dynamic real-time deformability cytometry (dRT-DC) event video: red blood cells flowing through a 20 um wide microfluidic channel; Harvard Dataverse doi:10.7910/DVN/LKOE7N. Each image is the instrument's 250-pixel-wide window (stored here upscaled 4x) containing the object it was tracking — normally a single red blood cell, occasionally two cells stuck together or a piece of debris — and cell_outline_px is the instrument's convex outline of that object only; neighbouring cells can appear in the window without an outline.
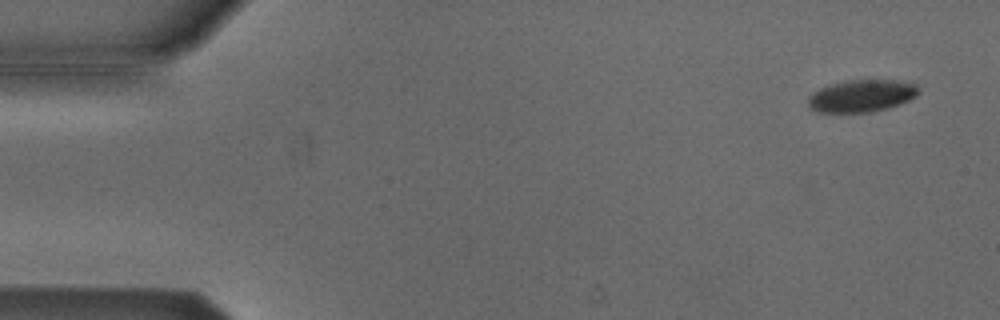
{"species": "Egyptian fruit bat (a non-hibernating species)", "species_latin": "Rousettus aegyptiacus", "temperature_condition": "cold", "stored_images_in_passage": 50, "camera_frame_rate_fps": 3000, "um_per_image_px": 0.085, "animal": {"sex": "male"}, "frame": {"image": 1, "passage_image": 3, "time_ms": 0.667, "image_size_px": [1000, 320], "cell_outline_px": [[920, 92], [916, 96], [900, 104], [888, 108], [872, 112], [816, 112], [808, 104], [808, 96], [812, 92], [820, 88], [832, 84], [848, 80], [892, 80], [916, 84], [920, 88]], "centroid_in_image_um": [73.25, 8.15], "position_along_channel_um": 11.8, "area_um2": 20.75}}
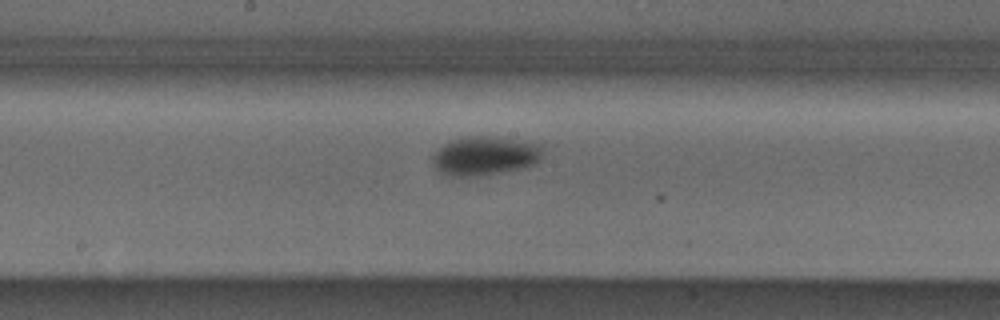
{"frame": {"image": 2, "passage_image": 28, "time_ms": 9.0, "image_size_px": [1000, 320], "cell_outline_px": [[544, 144], [540, 156], [536, 164], [524, 168], [476, 176], [456, 176], [440, 172], [436, 168], [432, 160], [432, 156], [444, 144], [452, 140], [472, 136], [488, 136]], "centroid_in_image_um": [41.25, 13.24], "position_along_channel_um": 207.0, "area_um2": 24.68}}
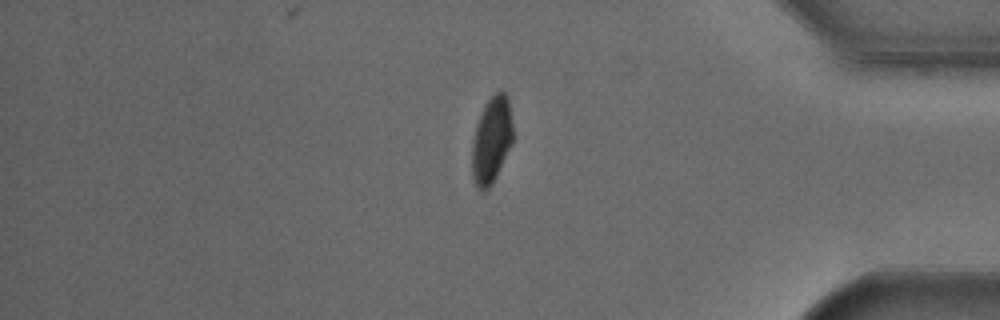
{"frame": {"image": 3, "passage_image": 45, "time_ms": 14.667, "image_size_px": [1000, 320], "cell_outline_px": [[512, 144], [492, 184], [484, 192], [476, 188], [472, 176], [472, 140], [476, 124], [488, 100], [496, 92], [504, 92], [508, 96], [512, 124]], "centroid_in_image_um": [41.77, 11.95], "position_along_channel_um": 393.4, "area_um2": 20.52}, "authors_computed_cell_mechanics": {"area_um2": 24.0448, "velocity_mm_per_s": 3.8011, "shape_relaxation_time_tau1_ms": 10.2449, "shape_relaxation_time_tau2_ms": null, "deformation_change_tau1": 0.181, "deformation_change_tau2": null}}